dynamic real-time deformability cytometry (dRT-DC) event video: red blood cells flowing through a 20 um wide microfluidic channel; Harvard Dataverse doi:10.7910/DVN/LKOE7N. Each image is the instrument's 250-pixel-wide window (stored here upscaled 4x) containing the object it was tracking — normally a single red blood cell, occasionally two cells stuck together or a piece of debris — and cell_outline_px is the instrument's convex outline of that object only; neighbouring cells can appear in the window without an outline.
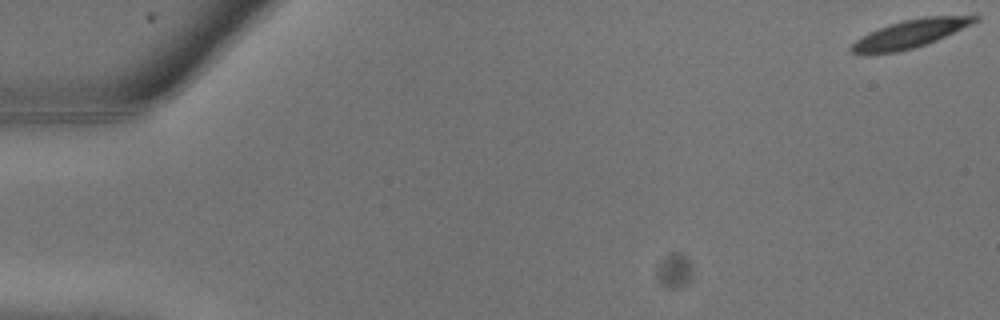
{"species": "common noctule bat (a hibernating species)", "species_latin": "Nyctalus noctula", "temperature_condition": "warm", "stored_images_in_passage": 12, "camera_frame_rate_fps": 3000, "um_per_image_px": 0.085, "animal": {"sex": "male", "body_mass_g": 13.3}, "frame": {"image": 1, "passage_image": 1, "time_ms": 0.0, "image_size_px": [1000, 320], "cell_outline_px": [[980, 20], [936, 40], [912, 48], [896, 52], [852, 52], [848, 48], [856, 40], [868, 32], [904, 20], [924, 16], [980, 16]], "centroid_in_image_um": [77.39, 2.84], "position_along_channel_um": 7.6, "area_um2": 19.42}}
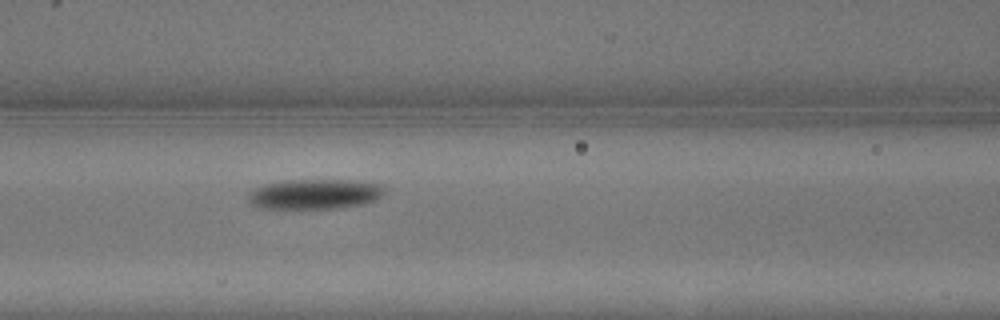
{"frame": {"image": 2, "passage_image": 12, "time_ms": 3.667, "image_size_px": [1000, 320], "cell_outline_px": [[384, 192], [376, 200], [364, 204], [340, 208], [256, 208], [248, 200], [248, 196], [256, 188], [268, 184], [284, 180], [344, 180], [380, 184], [384, 188]], "centroid_in_image_um": [26.76, 16.51], "position_along_channel_um": 139.8, "area_um2": 23.58}}